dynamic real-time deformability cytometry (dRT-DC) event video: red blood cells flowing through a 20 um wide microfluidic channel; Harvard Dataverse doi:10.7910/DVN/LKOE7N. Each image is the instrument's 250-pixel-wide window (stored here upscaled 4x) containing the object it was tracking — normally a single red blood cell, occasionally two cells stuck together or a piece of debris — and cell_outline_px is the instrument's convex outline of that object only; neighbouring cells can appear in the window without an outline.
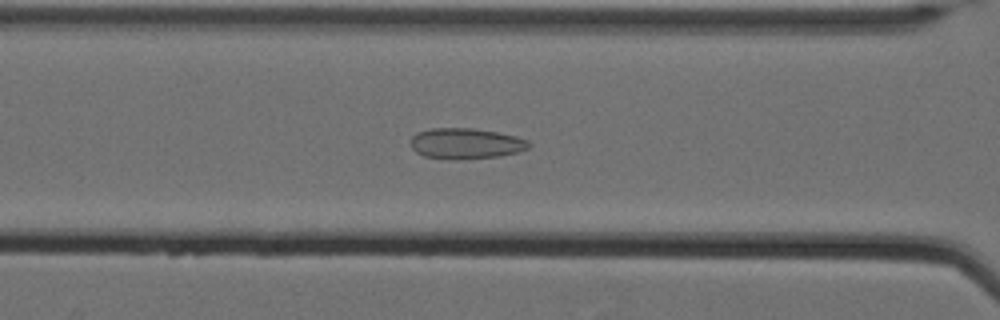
{"species": "Egyptian fruit bat (a non-hibernating species)", "species_latin": "Rousettus aegyptiacus", "temperature_condition": "cold", "stored_images_in_passage": 63, "camera_frame_rate_fps": 3000, "um_per_image_px": 0.085, "animal": {"sex": "female"}, "frame": {"image": 1, "passage_image": 30, "time_ms": 9.667, "image_size_px": [1000, 320], "cell_outline_px": [[532, 144], [528, 148], [520, 152], [500, 156], [456, 160], [424, 156], [416, 152], [408, 144], [412, 136], [416, 132], [428, 128], [472, 128], [496, 132], [516, 136], [528, 140]], "centroid_in_image_um": [39.57, 12.2], "position_along_channel_um": 127.0, "area_um2": 21.5}}
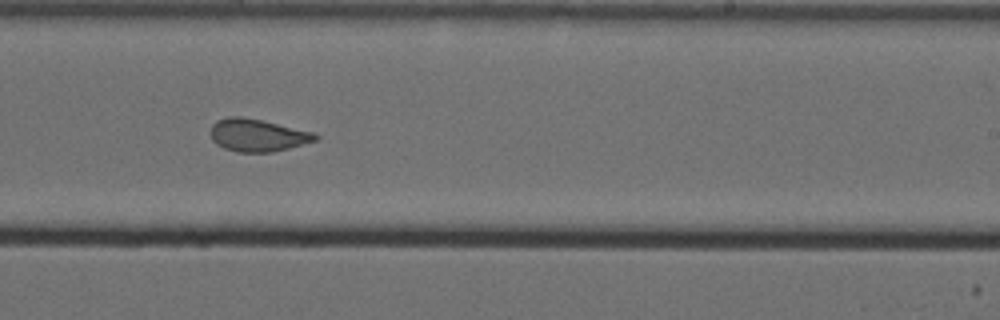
{"frame": {"image": 2, "passage_image": 42, "time_ms": 13.667, "image_size_px": [1000, 320], "cell_outline_px": [[320, 136], [316, 140], [288, 148], [272, 152], [236, 152], [224, 148], [216, 144], [212, 140], [208, 132], [212, 124], [216, 120], [228, 116], [240, 116], [260, 120], [316, 132]], "centroid_in_image_um": [21.85, 11.49], "position_along_channel_um": 267.2, "area_um2": 20.06}}
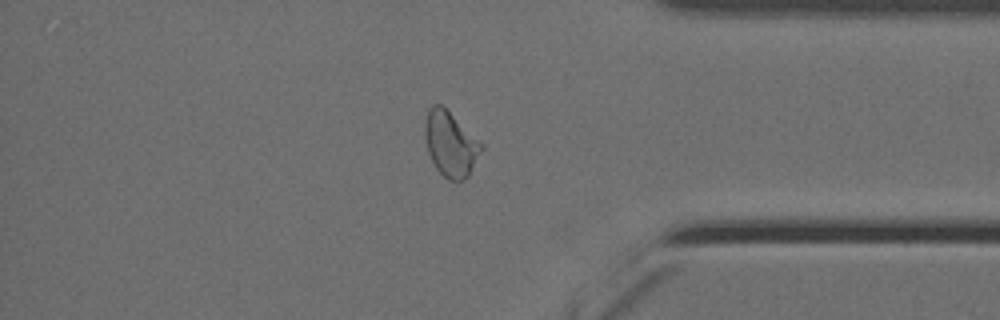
{"frame": {"image": 3, "passage_image": 54, "time_ms": 17.667, "image_size_px": [1000, 320], "cell_outline_px": [[484, 148], [468, 176], [464, 180], [448, 180], [436, 168], [428, 152], [424, 128], [424, 124], [428, 108], [432, 104], [440, 104], [484, 144]], "centroid_in_image_um": [38.31, 12.24], "position_along_channel_um": 396.9, "area_um2": 21.21}, "authors_computed_cell_mechanics": {"area_um2": 21.9062, "velocity_mm_per_s": 3.4997, "shape_relaxation_time_tau1_ms": null, "shape_relaxation_time_tau2_ms": 1.4819, "deformation_change_tau1": null, "deformation_change_tau2": 0.0867}}